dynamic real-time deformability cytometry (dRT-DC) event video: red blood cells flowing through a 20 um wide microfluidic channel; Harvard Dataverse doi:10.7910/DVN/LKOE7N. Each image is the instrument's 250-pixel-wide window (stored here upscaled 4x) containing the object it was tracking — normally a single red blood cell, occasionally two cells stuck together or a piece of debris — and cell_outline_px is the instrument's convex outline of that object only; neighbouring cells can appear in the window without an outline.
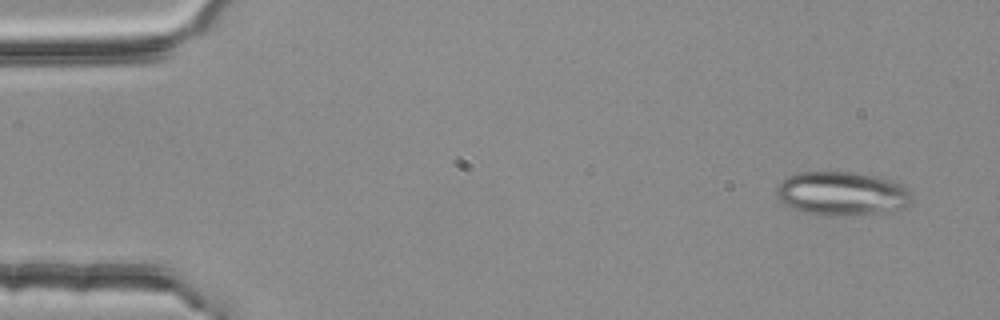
{"species": "common noctule bat (a hibernating species)", "species_latin": "Nyctalus noctula", "temperature_condition": "room temperature", "stored_images_in_passage": 4, "camera_frame_rate_fps": 3000, "um_per_image_px": 0.085, "animal": {"sex": "female", "body_mass_g": 25.1}, "frame": {"image": 1, "passage_image": 1, "time_ms": 0.0, "image_size_px": [1000, 320], "cell_outline_px": [[912, 204], [900, 208], [860, 216], [820, 216], [800, 212], [784, 204], [780, 200], [776, 192], [776, 184], [788, 176], [800, 172], [856, 172], [880, 176], [904, 184], [912, 192]], "centroid_in_image_um": [71.58, 16.46], "position_along_channel_um": 13.4, "area_um2": 35.49}}